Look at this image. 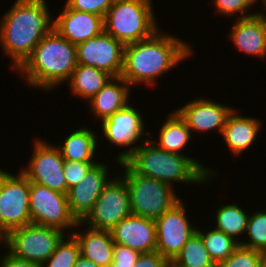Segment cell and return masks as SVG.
<instances>
[{"label":"cell","instance_id":"1","mask_svg":"<svg viewBox=\"0 0 266 267\" xmlns=\"http://www.w3.org/2000/svg\"><path fill=\"white\" fill-rule=\"evenodd\" d=\"M45 0H16L0 22V43L18 70L53 29Z\"/></svg>","mask_w":266,"mask_h":267},{"label":"cell","instance_id":"2","mask_svg":"<svg viewBox=\"0 0 266 267\" xmlns=\"http://www.w3.org/2000/svg\"><path fill=\"white\" fill-rule=\"evenodd\" d=\"M156 31L151 37L125 45L121 77L131 86L154 85L156 79L192 53L190 45ZM161 34V35H160Z\"/></svg>","mask_w":266,"mask_h":267},{"label":"cell","instance_id":"3","mask_svg":"<svg viewBox=\"0 0 266 267\" xmlns=\"http://www.w3.org/2000/svg\"><path fill=\"white\" fill-rule=\"evenodd\" d=\"M151 142L147 138L141 145L119 153L118 164L125 162L136 174L160 180L171 186L174 181L186 184L205 183L216 174L194 158L168 152Z\"/></svg>","mask_w":266,"mask_h":267},{"label":"cell","instance_id":"4","mask_svg":"<svg viewBox=\"0 0 266 267\" xmlns=\"http://www.w3.org/2000/svg\"><path fill=\"white\" fill-rule=\"evenodd\" d=\"M77 64L76 45L52 29L35 46L18 73L27 77L30 86L49 90L64 80L69 81Z\"/></svg>","mask_w":266,"mask_h":267},{"label":"cell","instance_id":"5","mask_svg":"<svg viewBox=\"0 0 266 267\" xmlns=\"http://www.w3.org/2000/svg\"><path fill=\"white\" fill-rule=\"evenodd\" d=\"M151 0H114L104 17V31L124 45L151 37L156 25Z\"/></svg>","mask_w":266,"mask_h":267},{"label":"cell","instance_id":"6","mask_svg":"<svg viewBox=\"0 0 266 267\" xmlns=\"http://www.w3.org/2000/svg\"><path fill=\"white\" fill-rule=\"evenodd\" d=\"M120 165L125 168L121 178L128 187L132 215L156 220L180 200L171 185L138 175L125 162Z\"/></svg>","mask_w":266,"mask_h":267},{"label":"cell","instance_id":"7","mask_svg":"<svg viewBox=\"0 0 266 267\" xmlns=\"http://www.w3.org/2000/svg\"><path fill=\"white\" fill-rule=\"evenodd\" d=\"M64 236L59 229L30 223L9 231L0 241L13 256L42 265Z\"/></svg>","mask_w":266,"mask_h":267},{"label":"cell","instance_id":"8","mask_svg":"<svg viewBox=\"0 0 266 267\" xmlns=\"http://www.w3.org/2000/svg\"><path fill=\"white\" fill-rule=\"evenodd\" d=\"M29 195L30 181L21 171L15 177L0 169V239L31 223Z\"/></svg>","mask_w":266,"mask_h":267},{"label":"cell","instance_id":"9","mask_svg":"<svg viewBox=\"0 0 266 267\" xmlns=\"http://www.w3.org/2000/svg\"><path fill=\"white\" fill-rule=\"evenodd\" d=\"M31 223L53 227L64 232L65 229L81 225L72 215L67 195L54 191L44 185L30 182Z\"/></svg>","mask_w":266,"mask_h":267},{"label":"cell","instance_id":"10","mask_svg":"<svg viewBox=\"0 0 266 267\" xmlns=\"http://www.w3.org/2000/svg\"><path fill=\"white\" fill-rule=\"evenodd\" d=\"M131 215L129 191L120 177L109 181L81 223L97 230L111 231L121 220Z\"/></svg>","mask_w":266,"mask_h":267},{"label":"cell","instance_id":"11","mask_svg":"<svg viewBox=\"0 0 266 267\" xmlns=\"http://www.w3.org/2000/svg\"><path fill=\"white\" fill-rule=\"evenodd\" d=\"M186 216L182 200H179L155 220L156 251L168 261H172L196 233L197 229L188 223Z\"/></svg>","mask_w":266,"mask_h":267},{"label":"cell","instance_id":"12","mask_svg":"<svg viewBox=\"0 0 266 267\" xmlns=\"http://www.w3.org/2000/svg\"><path fill=\"white\" fill-rule=\"evenodd\" d=\"M125 45L103 31L101 34L76 45L78 64L94 67L112 77L123 71Z\"/></svg>","mask_w":266,"mask_h":267},{"label":"cell","instance_id":"13","mask_svg":"<svg viewBox=\"0 0 266 267\" xmlns=\"http://www.w3.org/2000/svg\"><path fill=\"white\" fill-rule=\"evenodd\" d=\"M34 143L29 166L21 172L30 182L67 194V182L63 174L64 159L59 148L39 139Z\"/></svg>","mask_w":266,"mask_h":267},{"label":"cell","instance_id":"14","mask_svg":"<svg viewBox=\"0 0 266 267\" xmlns=\"http://www.w3.org/2000/svg\"><path fill=\"white\" fill-rule=\"evenodd\" d=\"M107 170L106 164H95L78 184L68 190L69 208L78 222H82L92 211L104 187L111 180Z\"/></svg>","mask_w":266,"mask_h":267},{"label":"cell","instance_id":"15","mask_svg":"<svg viewBox=\"0 0 266 267\" xmlns=\"http://www.w3.org/2000/svg\"><path fill=\"white\" fill-rule=\"evenodd\" d=\"M110 232L114 243L127 246L140 254L156 251L155 220L131 214Z\"/></svg>","mask_w":266,"mask_h":267},{"label":"cell","instance_id":"16","mask_svg":"<svg viewBox=\"0 0 266 267\" xmlns=\"http://www.w3.org/2000/svg\"><path fill=\"white\" fill-rule=\"evenodd\" d=\"M64 7L63 12L53 19V29L72 44L85 42L104 31L103 16Z\"/></svg>","mask_w":266,"mask_h":267},{"label":"cell","instance_id":"17","mask_svg":"<svg viewBox=\"0 0 266 267\" xmlns=\"http://www.w3.org/2000/svg\"><path fill=\"white\" fill-rule=\"evenodd\" d=\"M234 109L214 101L197 99L175 110L187 123L190 131L205 132L218 129L220 134Z\"/></svg>","mask_w":266,"mask_h":267},{"label":"cell","instance_id":"18","mask_svg":"<svg viewBox=\"0 0 266 267\" xmlns=\"http://www.w3.org/2000/svg\"><path fill=\"white\" fill-rule=\"evenodd\" d=\"M143 117L141 113L129 103L109 118L102 121L103 136L116 146H132L143 134Z\"/></svg>","mask_w":266,"mask_h":267},{"label":"cell","instance_id":"19","mask_svg":"<svg viewBox=\"0 0 266 267\" xmlns=\"http://www.w3.org/2000/svg\"><path fill=\"white\" fill-rule=\"evenodd\" d=\"M230 38L239 51L257 58H265L266 15L257 12L253 16L237 19L232 27Z\"/></svg>","mask_w":266,"mask_h":267},{"label":"cell","instance_id":"20","mask_svg":"<svg viewBox=\"0 0 266 267\" xmlns=\"http://www.w3.org/2000/svg\"><path fill=\"white\" fill-rule=\"evenodd\" d=\"M118 81V82H117ZM122 83V84H121ZM129 84L125 79L112 77L90 100L92 112L102 122L124 108L129 100Z\"/></svg>","mask_w":266,"mask_h":267},{"label":"cell","instance_id":"21","mask_svg":"<svg viewBox=\"0 0 266 267\" xmlns=\"http://www.w3.org/2000/svg\"><path fill=\"white\" fill-rule=\"evenodd\" d=\"M260 123L259 119L238 115L235 109L232 111L221 135L234 156L253 144L261 128Z\"/></svg>","mask_w":266,"mask_h":267},{"label":"cell","instance_id":"22","mask_svg":"<svg viewBox=\"0 0 266 267\" xmlns=\"http://www.w3.org/2000/svg\"><path fill=\"white\" fill-rule=\"evenodd\" d=\"M78 242L80 255L101 267L113 262L114 241L110 231L88 228L83 234L71 233Z\"/></svg>","mask_w":266,"mask_h":267},{"label":"cell","instance_id":"23","mask_svg":"<svg viewBox=\"0 0 266 267\" xmlns=\"http://www.w3.org/2000/svg\"><path fill=\"white\" fill-rule=\"evenodd\" d=\"M95 132L88 128L81 127L65 138L64 144L58 146L64 160L95 162L96 146L98 143Z\"/></svg>","mask_w":266,"mask_h":267},{"label":"cell","instance_id":"24","mask_svg":"<svg viewBox=\"0 0 266 267\" xmlns=\"http://www.w3.org/2000/svg\"><path fill=\"white\" fill-rule=\"evenodd\" d=\"M111 78L105 71L77 64L68 84L73 94L89 101Z\"/></svg>","mask_w":266,"mask_h":267},{"label":"cell","instance_id":"25","mask_svg":"<svg viewBox=\"0 0 266 267\" xmlns=\"http://www.w3.org/2000/svg\"><path fill=\"white\" fill-rule=\"evenodd\" d=\"M191 132L187 123L175 111L163 123L157 146L171 153L182 154L180 151L191 140Z\"/></svg>","mask_w":266,"mask_h":267},{"label":"cell","instance_id":"26","mask_svg":"<svg viewBox=\"0 0 266 267\" xmlns=\"http://www.w3.org/2000/svg\"><path fill=\"white\" fill-rule=\"evenodd\" d=\"M171 262L176 267H216L197 232L186 242Z\"/></svg>","mask_w":266,"mask_h":267},{"label":"cell","instance_id":"27","mask_svg":"<svg viewBox=\"0 0 266 267\" xmlns=\"http://www.w3.org/2000/svg\"><path fill=\"white\" fill-rule=\"evenodd\" d=\"M216 228L237 241L246 232L249 216L237 204L223 205L216 212Z\"/></svg>","mask_w":266,"mask_h":267},{"label":"cell","instance_id":"28","mask_svg":"<svg viewBox=\"0 0 266 267\" xmlns=\"http://www.w3.org/2000/svg\"><path fill=\"white\" fill-rule=\"evenodd\" d=\"M208 231L207 233H203L198 229L196 230L202 238L212 260L217 265L226 260L239 246L241 241H235L232 237L227 236L225 233L215 228Z\"/></svg>","mask_w":266,"mask_h":267},{"label":"cell","instance_id":"29","mask_svg":"<svg viewBox=\"0 0 266 267\" xmlns=\"http://www.w3.org/2000/svg\"><path fill=\"white\" fill-rule=\"evenodd\" d=\"M70 236V237H69ZM65 241V236L58 243L53 254L42 264V267H73L78 257L80 250L77 240L72 234Z\"/></svg>","mask_w":266,"mask_h":267},{"label":"cell","instance_id":"30","mask_svg":"<svg viewBox=\"0 0 266 267\" xmlns=\"http://www.w3.org/2000/svg\"><path fill=\"white\" fill-rule=\"evenodd\" d=\"M246 233L250 240L239 245L259 252L266 249V211H256L249 216Z\"/></svg>","mask_w":266,"mask_h":267},{"label":"cell","instance_id":"31","mask_svg":"<svg viewBox=\"0 0 266 267\" xmlns=\"http://www.w3.org/2000/svg\"><path fill=\"white\" fill-rule=\"evenodd\" d=\"M216 267H261L259 251L239 245L234 252Z\"/></svg>","mask_w":266,"mask_h":267},{"label":"cell","instance_id":"32","mask_svg":"<svg viewBox=\"0 0 266 267\" xmlns=\"http://www.w3.org/2000/svg\"><path fill=\"white\" fill-rule=\"evenodd\" d=\"M96 162H80L64 160L63 174L67 182V192L86 176Z\"/></svg>","mask_w":266,"mask_h":267},{"label":"cell","instance_id":"33","mask_svg":"<svg viewBox=\"0 0 266 267\" xmlns=\"http://www.w3.org/2000/svg\"><path fill=\"white\" fill-rule=\"evenodd\" d=\"M114 0H67L66 6L81 12H88L105 17Z\"/></svg>","mask_w":266,"mask_h":267},{"label":"cell","instance_id":"34","mask_svg":"<svg viewBox=\"0 0 266 267\" xmlns=\"http://www.w3.org/2000/svg\"><path fill=\"white\" fill-rule=\"evenodd\" d=\"M254 3H256L255 0H214L216 12L218 11L228 16L239 13L242 15L240 18H247L257 14H245L247 8L254 6Z\"/></svg>","mask_w":266,"mask_h":267},{"label":"cell","instance_id":"35","mask_svg":"<svg viewBox=\"0 0 266 267\" xmlns=\"http://www.w3.org/2000/svg\"><path fill=\"white\" fill-rule=\"evenodd\" d=\"M169 261L157 251L142 253L135 263V267H165Z\"/></svg>","mask_w":266,"mask_h":267},{"label":"cell","instance_id":"36","mask_svg":"<svg viewBox=\"0 0 266 267\" xmlns=\"http://www.w3.org/2000/svg\"><path fill=\"white\" fill-rule=\"evenodd\" d=\"M140 253L121 244L114 243L113 262L136 263Z\"/></svg>","mask_w":266,"mask_h":267},{"label":"cell","instance_id":"37","mask_svg":"<svg viewBox=\"0 0 266 267\" xmlns=\"http://www.w3.org/2000/svg\"><path fill=\"white\" fill-rule=\"evenodd\" d=\"M2 257L0 267H42V265L37 262L17 258L8 252Z\"/></svg>","mask_w":266,"mask_h":267},{"label":"cell","instance_id":"38","mask_svg":"<svg viewBox=\"0 0 266 267\" xmlns=\"http://www.w3.org/2000/svg\"><path fill=\"white\" fill-rule=\"evenodd\" d=\"M73 267H101V266H98L91 260L80 255Z\"/></svg>","mask_w":266,"mask_h":267},{"label":"cell","instance_id":"39","mask_svg":"<svg viewBox=\"0 0 266 267\" xmlns=\"http://www.w3.org/2000/svg\"><path fill=\"white\" fill-rule=\"evenodd\" d=\"M109 267H135V263L112 262Z\"/></svg>","mask_w":266,"mask_h":267},{"label":"cell","instance_id":"40","mask_svg":"<svg viewBox=\"0 0 266 267\" xmlns=\"http://www.w3.org/2000/svg\"><path fill=\"white\" fill-rule=\"evenodd\" d=\"M260 256H261V267H266V249L260 252Z\"/></svg>","mask_w":266,"mask_h":267},{"label":"cell","instance_id":"41","mask_svg":"<svg viewBox=\"0 0 266 267\" xmlns=\"http://www.w3.org/2000/svg\"><path fill=\"white\" fill-rule=\"evenodd\" d=\"M165 267H176L171 261H169Z\"/></svg>","mask_w":266,"mask_h":267},{"label":"cell","instance_id":"42","mask_svg":"<svg viewBox=\"0 0 266 267\" xmlns=\"http://www.w3.org/2000/svg\"><path fill=\"white\" fill-rule=\"evenodd\" d=\"M262 2H263V6H264L265 9H266V0H263Z\"/></svg>","mask_w":266,"mask_h":267}]
</instances>
